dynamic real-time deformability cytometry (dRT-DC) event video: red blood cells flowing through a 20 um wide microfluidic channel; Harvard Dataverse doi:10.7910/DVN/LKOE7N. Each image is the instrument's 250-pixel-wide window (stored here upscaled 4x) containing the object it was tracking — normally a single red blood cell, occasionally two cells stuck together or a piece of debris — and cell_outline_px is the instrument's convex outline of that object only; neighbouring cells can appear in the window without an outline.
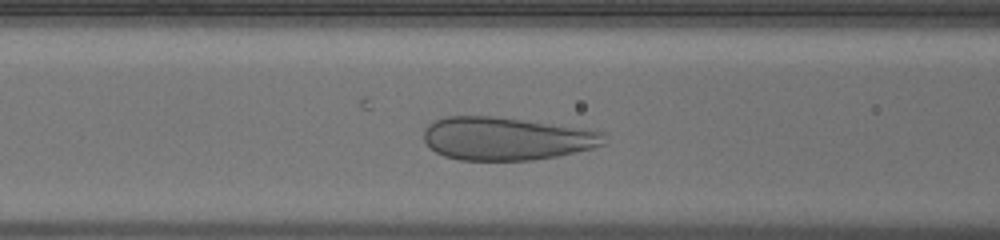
{"species": "human", "species_latin": "Homo sapiens", "temperature_condition": "warm", "stored_images_in_passage": 35, "camera_frame_rate_fps": 3000, "um_per_image_px": 0.085, "donor": {"sex": "male"}, "frame": {"image": 1, "passage_image": 9, "time_ms": 2.667, "image_size_px": [1000, 240], "cell_outline_px": [[604, 144], [592, 148], [556, 156], [532, 160], [460, 160], [444, 156], [428, 148], [424, 140], [424, 128], [428, 124], [444, 116], [492, 116], [604, 132]], "centroid_in_image_um": [42.94, 11.79], "position_along_channel_um": 123.7, "area_um2": 44.74}}
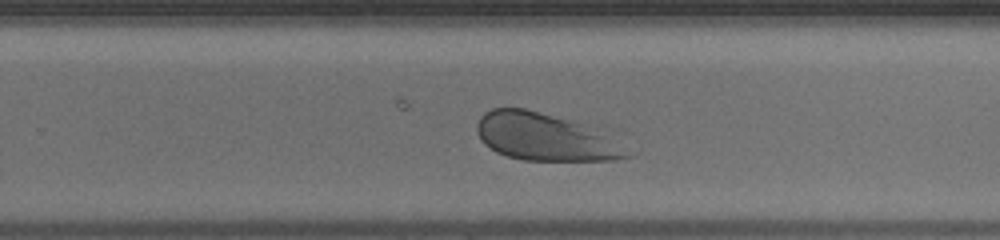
{"frame": {"image": 2, "passage_image": 21, "time_ms": 6.667, "image_size_px": [1000, 240], "cell_outline_px": [[632, 156], [616, 160], [524, 160], [508, 156], [496, 152], [484, 144], [480, 140], [476, 132], [476, 124], [480, 116], [484, 112], [492, 108], [524, 108], [572, 120], [580, 124], [600, 136]], "centroid_in_image_um": [46.08, 11.64], "position_along_channel_um": 283.7, "area_um2": 39.88}}
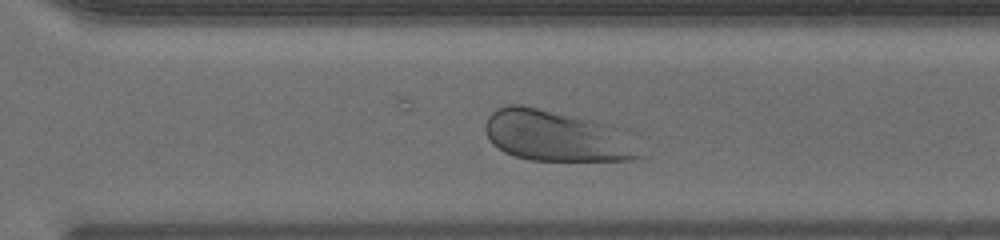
{"frame": {"image": 3, "passage_image": 24, "time_ms": 7.667, "image_size_px": [1000, 240], "cell_outline_px": [[648, 156], [632, 160], [528, 160], [504, 152], [492, 144], [484, 128], [484, 124], [488, 116], [496, 108], [512, 104], [520, 104], [612, 124], [628, 128]], "centroid_in_image_um": [47.47, 11.56], "position_along_channel_um": 323.1, "area_um2": 47.16}, "authors_computed_cell_mechanics": {"area_um2": 47.3382, "velocity_mm_per_s": 4.0042, "shape_relaxation_time_tau1_ms": 4.9425, "shape_relaxation_time_tau2_ms": null, "deformation_change_tau1": 0.1285, "deformation_change_tau2": null}}